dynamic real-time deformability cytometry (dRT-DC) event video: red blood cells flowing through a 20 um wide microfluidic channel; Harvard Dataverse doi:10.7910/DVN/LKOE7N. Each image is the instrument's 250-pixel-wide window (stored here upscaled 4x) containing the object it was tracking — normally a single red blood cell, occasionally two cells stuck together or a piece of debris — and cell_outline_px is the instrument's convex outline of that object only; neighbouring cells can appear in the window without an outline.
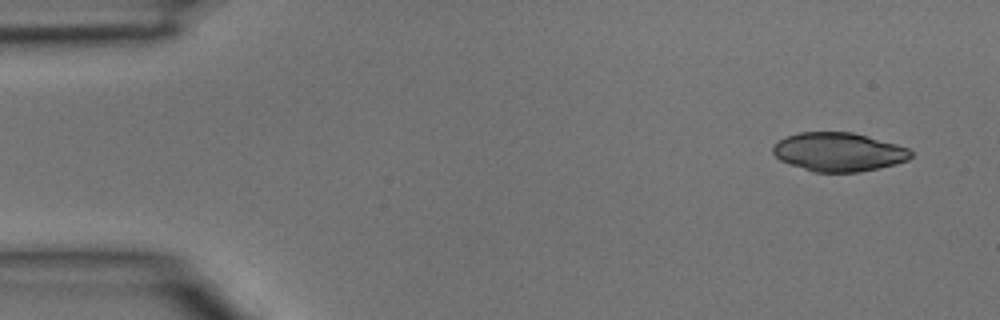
{"species": "common noctule bat (a hibernating species)", "species_latin": "Nyctalus noctula", "temperature_condition": "room temperature", "stored_images_in_passage": 4, "camera_frame_rate_fps": 3000, "um_per_image_px": 0.085, "animal": {"sex": "male", "body_mass_g": 15.6}, "frame": {"image": 1, "passage_image": 1, "time_ms": 0.0, "image_size_px": [1000, 320], "cell_outline_px": [[912, 156], [908, 160], [896, 164], [880, 168], [860, 172], [812, 172], [780, 160], [772, 152], [772, 148], [784, 136], [800, 132], [852, 132], [896, 144], [908, 148], [912, 152]], "centroid_in_image_um": [71.29, 12.92], "position_along_channel_um": 13.7, "area_um2": 31.15}}